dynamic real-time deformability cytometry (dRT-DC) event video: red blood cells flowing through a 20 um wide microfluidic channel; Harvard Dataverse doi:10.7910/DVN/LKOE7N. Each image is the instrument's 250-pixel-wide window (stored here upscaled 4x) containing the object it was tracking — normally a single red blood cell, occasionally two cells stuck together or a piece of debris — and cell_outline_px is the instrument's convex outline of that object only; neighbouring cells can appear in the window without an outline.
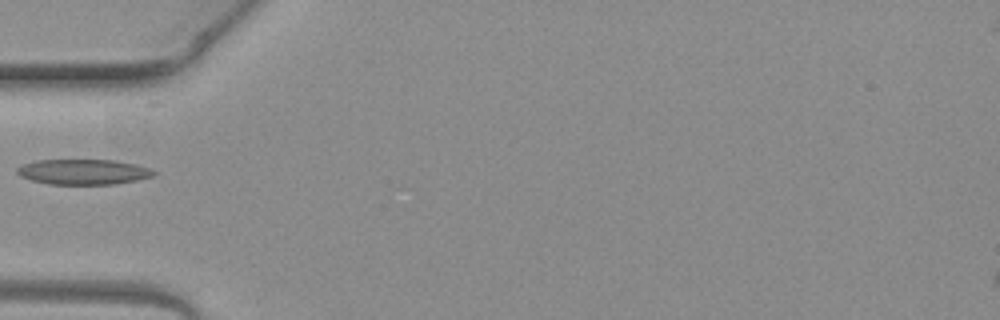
{"species": "common noctule bat (a hibernating species)", "species_latin": "Nyctalus noctula", "temperature_condition": "warm", "stored_images_in_passage": 4, "camera_frame_rate_fps": 3000, "um_per_image_px": 0.085, "animal": {"sex": "female", "body_mass_g": 19.3, "forearm_length_mm": 54.1}, "frame": {"image": 1, "passage_image": 4, "time_ms": 1.0, "image_size_px": [1000, 320], "cell_outline_px": [[156, 172], [152, 176], [136, 180], [116, 184], [48, 184], [32, 180], [20, 176], [16, 172], [16, 168], [20, 164], [36, 160], [116, 160], [136, 164], [152, 168]], "centroid_in_image_um": [7.07, 14.6], "position_along_channel_um": 77.9, "area_um2": 20.29}}